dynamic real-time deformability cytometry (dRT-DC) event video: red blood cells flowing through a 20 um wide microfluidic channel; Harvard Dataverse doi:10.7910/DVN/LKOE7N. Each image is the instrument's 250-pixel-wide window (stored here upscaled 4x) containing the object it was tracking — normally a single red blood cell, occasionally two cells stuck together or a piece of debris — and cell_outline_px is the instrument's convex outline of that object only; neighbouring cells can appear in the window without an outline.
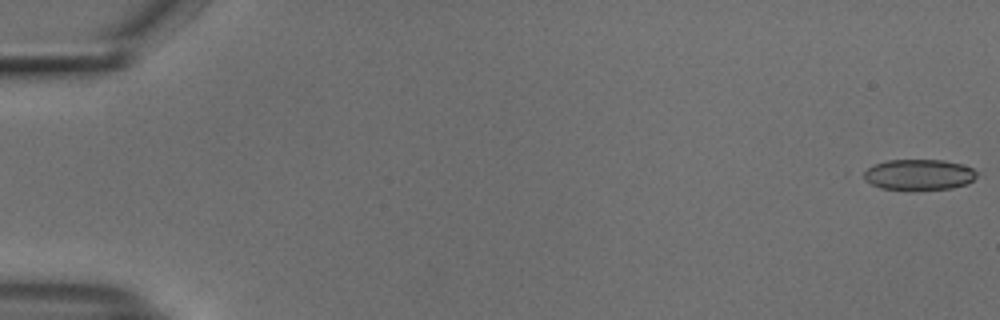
{"species": "common noctule bat (a hibernating species)", "species_latin": "Nyctalus noctula", "temperature_condition": "cold", "stored_images_in_passage": 13, "camera_frame_rate_fps": 3000, "um_per_image_px": 0.085, "animal": {"sex": "male", "body_mass_g": 18.8}, "frame": {"image": 1, "passage_image": 1, "time_ms": 0.0, "image_size_px": [1000, 320], "cell_outline_px": [[976, 176], [968, 184], [952, 188], [880, 188], [864, 180], [860, 172], [876, 164], [888, 160], [944, 160], [960, 164], [972, 168], [976, 172]], "centroid_in_image_um": [78.07, 14.82], "position_along_channel_um": 6.9, "area_um2": 19.83}}